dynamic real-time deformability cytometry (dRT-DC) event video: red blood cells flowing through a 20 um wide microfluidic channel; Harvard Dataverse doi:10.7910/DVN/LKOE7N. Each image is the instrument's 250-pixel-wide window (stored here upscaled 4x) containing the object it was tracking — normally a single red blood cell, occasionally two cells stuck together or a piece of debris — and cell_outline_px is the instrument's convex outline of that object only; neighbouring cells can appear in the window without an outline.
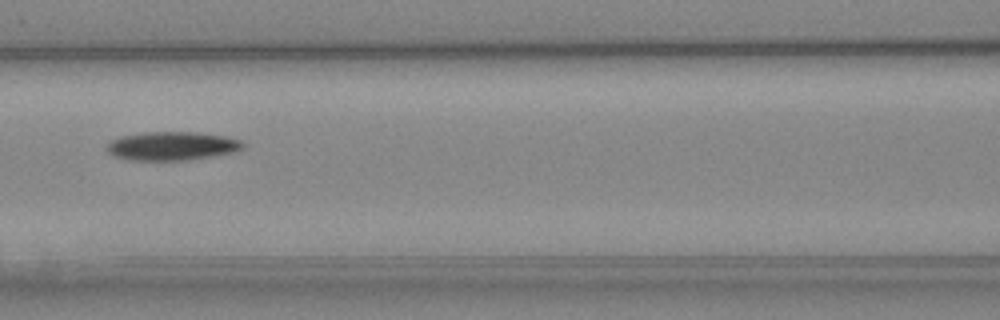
{"species": "Egyptian fruit bat (a non-hibernating species)", "species_latin": "Rousettus aegyptiacus", "temperature_condition": "cold", "stored_images_in_passage": 6, "camera_frame_rate_fps": 3000, "um_per_image_px": 0.085, "animal": {"sex": "female"}, "frame": {"image": 1, "passage_image": 6, "time_ms": 5.667, "image_size_px": [1000, 320], "cell_outline_px": [[244, 148], [236, 152], [188, 160], [128, 160], [112, 156], [104, 148], [112, 140], [120, 136], [144, 132], [200, 132], [224, 136], [244, 140]], "centroid_in_image_um": [14.63, 12.41], "position_along_channel_um": 152.0, "area_um2": 23.06}}